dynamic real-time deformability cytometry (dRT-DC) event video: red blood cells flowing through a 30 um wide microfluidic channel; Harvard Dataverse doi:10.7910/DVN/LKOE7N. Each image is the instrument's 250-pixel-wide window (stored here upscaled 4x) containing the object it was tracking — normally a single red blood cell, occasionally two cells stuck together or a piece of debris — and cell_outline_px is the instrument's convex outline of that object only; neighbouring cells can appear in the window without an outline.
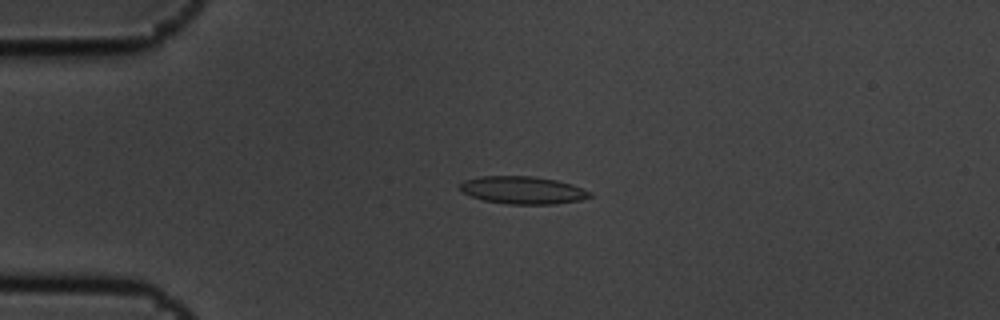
{"species": "common noctule bat (a hibernating species)", "species_latin": "Nyctalus noctula", "temperature_condition": "cold", "stored_images_in_passage": 6, "camera_frame_rate_fps": 3000, "um_per_image_px": 0.085, "animal": {"sex": "male", "body_mass_g": 19.5, "forearm_length_mm": 54.6}, "frame": {"image": 1, "passage_image": 4, "time_ms": 1.0, "image_size_px": [1000, 320], "cell_outline_px": [[592, 196], [580, 200], [556, 204], [508, 204], [484, 200], [472, 196], [464, 192], [460, 188], [460, 184], [464, 180], [480, 176], [536, 176], [556, 180], [572, 184], [592, 192]], "centroid_in_image_um": [44.47, 16.16], "position_along_channel_um": 40.5, "area_um2": 20.87}}
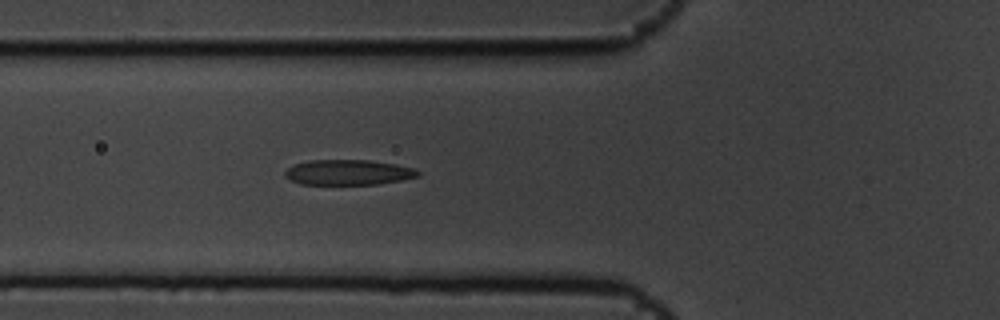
{"frame": {"image": 2, "passage_image": 6, "time_ms": 1.667, "image_size_px": [1000, 320], "cell_outline_px": [[420, 176], [380, 184], [300, 184], [284, 176], [284, 172], [292, 164], [308, 160], [368, 160], [396, 164], [412, 168], [420, 172]], "centroid_in_image_um": [29.57, 14.64], "position_along_channel_um": 96.2, "area_um2": 19.59}}